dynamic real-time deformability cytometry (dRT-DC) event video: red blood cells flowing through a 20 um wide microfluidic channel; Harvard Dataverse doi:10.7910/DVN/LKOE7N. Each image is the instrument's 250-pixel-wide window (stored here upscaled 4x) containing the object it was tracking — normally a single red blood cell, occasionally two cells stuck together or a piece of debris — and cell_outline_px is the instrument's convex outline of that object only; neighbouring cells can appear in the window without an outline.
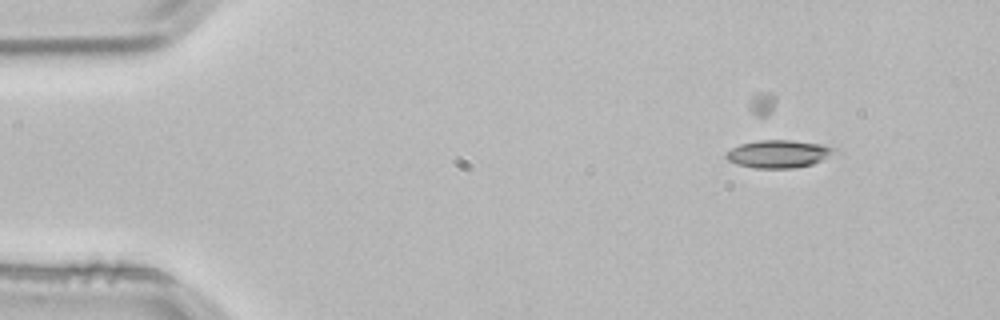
{"species": "common noctule bat (a hibernating species)", "species_latin": "Nyctalus noctula", "temperature_condition": "room temperature", "stored_images_in_passage": 3, "segment_of_instrument_passage": [1, 2], "camera_frame_rate_fps": 3000, "um_per_image_px": 0.085, "animal": {"sex": "male", "body_mass_g": 21.5, "forearm_length_mm": 52.0}, "frame": {"image": 1, "passage_image": 1, "time_ms": 0.0, "image_size_px": [1000, 320], "cell_outline_px": [[840, 152], [812, 164], [792, 168], [756, 168], [736, 164], [728, 160], [724, 156], [724, 152], [740, 144], [760, 140], [792, 140], [820, 144], [840, 148]], "centroid_in_image_um": [66.22, 13.07], "position_along_channel_um": 18.8, "area_um2": 17.74}}